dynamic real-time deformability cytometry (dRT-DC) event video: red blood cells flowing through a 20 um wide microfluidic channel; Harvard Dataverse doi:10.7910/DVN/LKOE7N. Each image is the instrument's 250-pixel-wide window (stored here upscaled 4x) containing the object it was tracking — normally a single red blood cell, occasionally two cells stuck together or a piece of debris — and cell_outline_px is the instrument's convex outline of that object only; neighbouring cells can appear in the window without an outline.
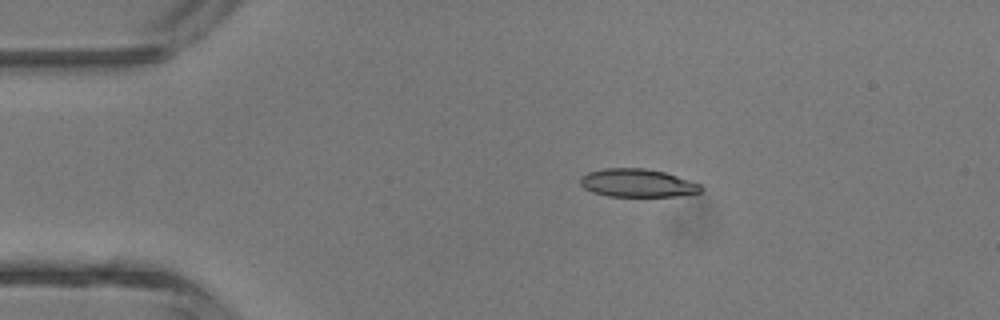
{"species": "common noctule bat (a hibernating species)", "species_latin": "Nyctalus noctula", "temperature_condition": "room temperature", "stored_images_in_passage": 3, "camera_frame_rate_fps": 3000, "um_per_image_px": 0.085, "animal": {"sex": "male", "body_mass_g": 13.3}, "frame": {"image": 1, "passage_image": 2, "time_ms": 1.333, "image_size_px": [1000, 320], "cell_outline_px": [[704, 188], [700, 192], [676, 196], [608, 196], [592, 192], [584, 188], [580, 184], [580, 176], [588, 172], [604, 168], [644, 168], [664, 172], [700, 184]], "centroid_in_image_um": [54.14, 15.55], "position_along_channel_um": 30.9, "area_um2": 19.71}}